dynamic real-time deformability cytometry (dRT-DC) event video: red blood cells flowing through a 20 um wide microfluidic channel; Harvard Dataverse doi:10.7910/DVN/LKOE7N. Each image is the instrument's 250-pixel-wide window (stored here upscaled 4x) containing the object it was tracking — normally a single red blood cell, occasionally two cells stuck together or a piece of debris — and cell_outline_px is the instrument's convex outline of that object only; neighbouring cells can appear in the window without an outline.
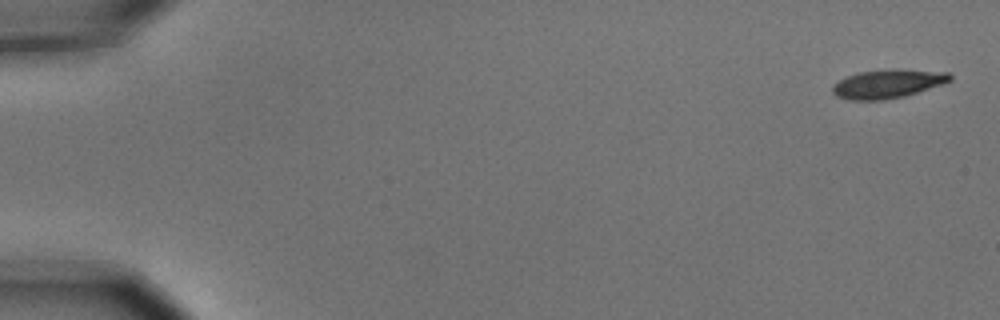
{"species": "common noctule bat (a hibernating species)", "species_latin": "Nyctalus noctula", "temperature_condition": "cold", "stored_images_in_passage": 6, "camera_frame_rate_fps": 3000, "um_per_image_px": 0.085, "animal": {"sex": "male", "body_mass_g": 15.6}, "frame": {"image": 1, "passage_image": 1, "time_ms": 0.0, "image_size_px": [1000, 320], "cell_outline_px": [[952, 80], [904, 96], [884, 100], [848, 100], [836, 96], [832, 92], [832, 84], [848, 76], [860, 72], [948, 72], [952, 76]], "centroid_in_image_um": [75.35, 7.19], "position_along_channel_um": 9.7, "area_um2": 18.32}}